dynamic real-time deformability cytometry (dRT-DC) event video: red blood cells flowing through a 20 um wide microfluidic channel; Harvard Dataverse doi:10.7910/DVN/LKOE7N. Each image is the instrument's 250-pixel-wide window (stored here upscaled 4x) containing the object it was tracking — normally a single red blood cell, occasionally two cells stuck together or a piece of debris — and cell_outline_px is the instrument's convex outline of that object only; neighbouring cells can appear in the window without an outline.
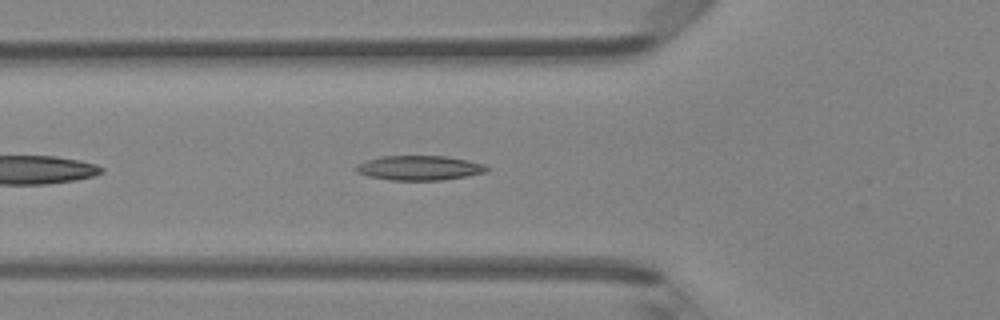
{"species": "Egyptian fruit bat (a non-hibernating species)", "species_latin": "Rousettus aegyptiacus", "temperature_condition": "room temperature", "stored_images_in_passage": 33, "camera_frame_rate_fps": 3000, "um_per_image_px": 0.085, "animal": {"sex": "female"}, "frame": {"image": 1, "passage_image": 5, "time_ms": 1.333, "image_size_px": [1000, 320], "cell_outline_px": [[492, 168], [488, 172], [444, 180], [388, 180], [368, 176], [356, 172], [356, 164], [380, 156], [444, 156], [468, 160], [484, 164]], "centroid_in_image_um": [35.68, 14.27], "position_along_channel_um": 90.1, "area_um2": 18.9}}
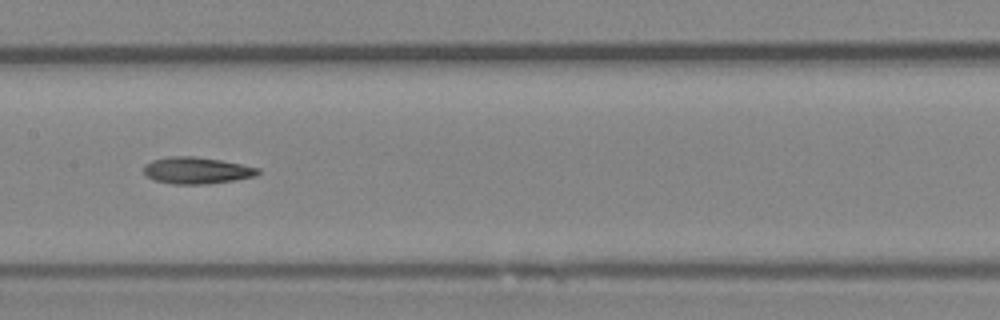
{"frame": {"image": 2, "passage_image": 12, "time_ms": 3.667, "image_size_px": [1000, 320], "cell_outline_px": [[260, 172], [256, 176], [236, 180], [208, 184], [172, 184], [156, 180], [144, 176], [144, 164], [152, 160], [168, 156], [196, 156], [220, 160], [260, 168]], "centroid_in_image_um": [16.7, 14.49], "position_along_channel_um": 190.7, "area_um2": 17.92}}
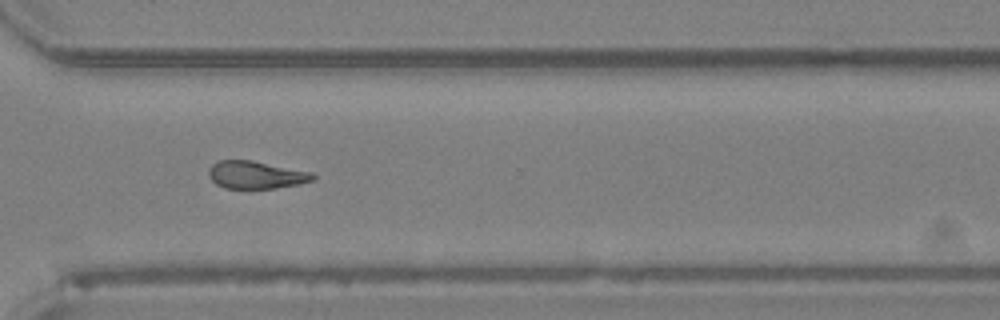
{"frame": {"image": 3, "passage_image": 23, "time_ms": 7.333, "image_size_px": [1000, 320], "cell_outline_px": [[316, 176], [312, 180], [300, 184], [276, 188], [224, 188], [216, 184], [208, 176], [208, 168], [212, 164], [220, 160], [252, 160], [312, 172]], "centroid_in_image_um": [21.74, 14.86], "position_along_channel_um": 348.9, "area_um2": 16.82}}